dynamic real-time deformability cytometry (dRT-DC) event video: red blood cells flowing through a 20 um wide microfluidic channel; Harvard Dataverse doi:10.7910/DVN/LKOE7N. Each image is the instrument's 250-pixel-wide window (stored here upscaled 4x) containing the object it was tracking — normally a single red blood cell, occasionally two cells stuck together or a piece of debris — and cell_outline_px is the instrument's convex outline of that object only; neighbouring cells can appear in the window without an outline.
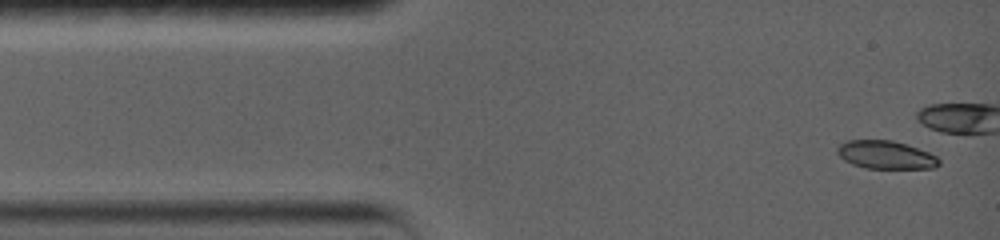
{"species": "common noctule bat (a hibernating species)", "species_latin": "Nyctalus noctula", "temperature_condition": "warm", "stored_images_in_passage": 26, "camera_frame_rate_fps": 5000, "um_per_image_px": 0.085, "animal": {"sex": "female", "body_mass_g": 19.0, "forearm_length_mm": 56.7}, "frame": {"image": 1, "passage_image": 1, "time_ms": 0.0, "image_size_px": [1000, 240], "cell_outline_px": [[940, 164], [936, 168], [868, 168], [852, 164], [844, 160], [836, 152], [836, 148], [840, 144], [848, 140], [892, 140], [928, 152], [936, 156], [940, 160]], "centroid_in_image_um": [75.28, 13.16], "position_along_channel_um": 9.7, "area_um2": 16.53}}
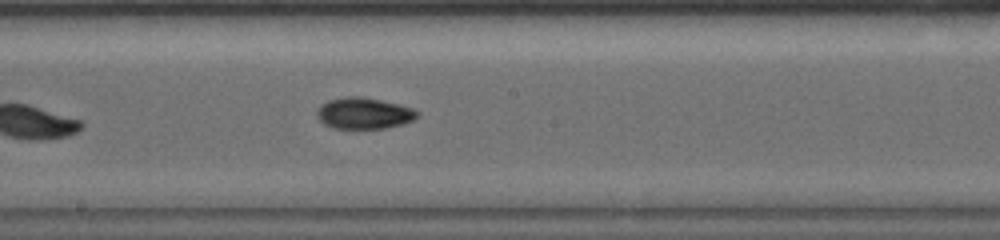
{"frame": {"image": 2, "passage_image": 12, "time_ms": 8.2, "image_size_px": [1000, 240], "cell_outline_px": [[420, 116], [404, 124], [384, 128], [332, 128], [324, 124], [316, 116], [316, 112], [320, 104], [328, 100], [344, 96], [360, 96], [400, 104], [412, 108], [420, 112]], "centroid_in_image_um": [30.93, 9.62], "position_along_channel_um": 217.3, "area_um2": 18.5}}
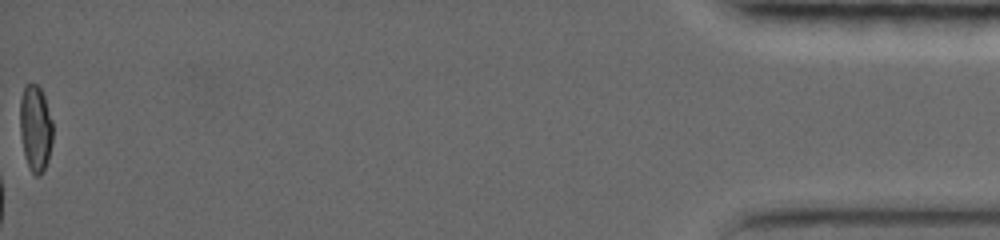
{"frame": {"image": 3, "passage_image": 26, "time_ms": 17.8, "image_size_px": [1000, 240], "cell_outline_px": [[52, 140], [48, 160], [40, 176], [36, 176], [28, 168], [24, 152], [20, 132], [20, 100], [24, 84], [36, 84], [40, 88], [44, 96], [52, 120]], "centroid_in_image_um": [3.0, 10.89], "position_along_channel_um": 432.2, "area_um2": 16.47}, "authors_computed_cell_mechanics": {"area_um2": 17.8313, "velocity_mm_per_s": 3.7162, "shape_relaxation_time_tau1_ms": 6.905, "shape_relaxation_time_tau2_ms": null, "deformation_change_tau1": 0.168, "deformation_change_tau2": null}}